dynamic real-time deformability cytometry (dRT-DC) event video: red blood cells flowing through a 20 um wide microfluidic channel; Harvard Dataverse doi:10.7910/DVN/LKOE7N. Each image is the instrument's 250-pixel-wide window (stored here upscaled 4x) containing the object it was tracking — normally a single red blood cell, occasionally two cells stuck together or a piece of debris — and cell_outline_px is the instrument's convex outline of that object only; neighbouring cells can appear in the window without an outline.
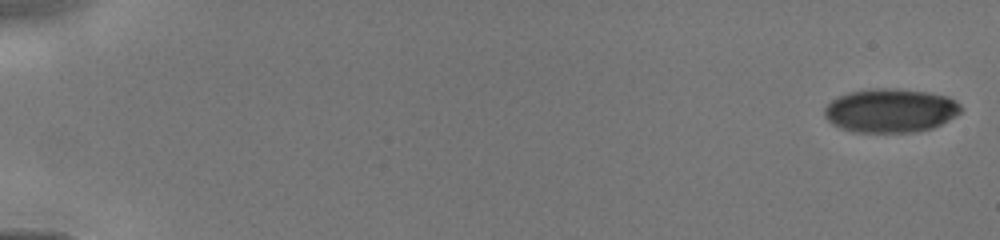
{"species": "human", "species_latin": "Homo sapiens", "temperature_condition": "cold", "stored_images_in_passage": 27, "camera_frame_rate_fps": 3000, "um_per_image_px": 0.085, "donor": {"sex": "male"}, "frame": {"image": 1, "passage_image": 1, "time_ms": 0.0, "image_size_px": [1000, 240], "cell_outline_px": [[960, 112], [956, 116], [932, 128], [912, 132], [852, 132], [840, 128], [832, 124], [824, 116], [824, 108], [832, 100], [840, 96], [852, 92], [876, 88], [892, 88], [928, 92], [948, 96], [956, 100], [960, 104]], "centroid_in_image_um": [75.69, 9.4], "position_along_channel_um": 9.3, "area_um2": 34.74}}
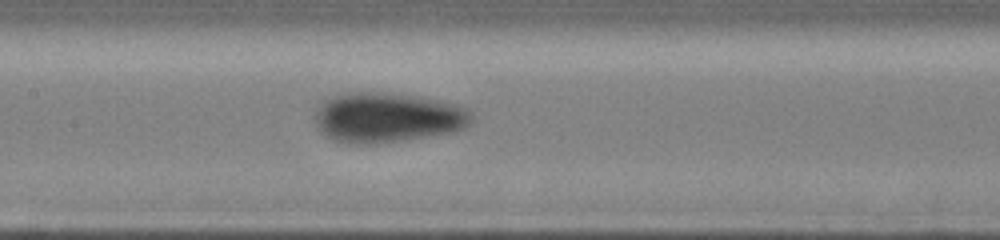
{"frame": {"image": 2, "passage_image": 15, "time_ms": 7.667, "image_size_px": [1000, 240], "cell_outline_px": [[472, 120], [464, 128], [448, 132], [396, 140], [368, 144], [348, 144], [324, 136], [320, 132], [316, 124], [316, 108], [324, 100], [332, 96], [348, 92], [392, 92], [420, 96], [440, 100], [456, 104], [468, 108], [472, 112]], "centroid_in_image_um": [32.9, 9.95], "position_along_channel_um": 174.5, "area_um2": 45.55}}
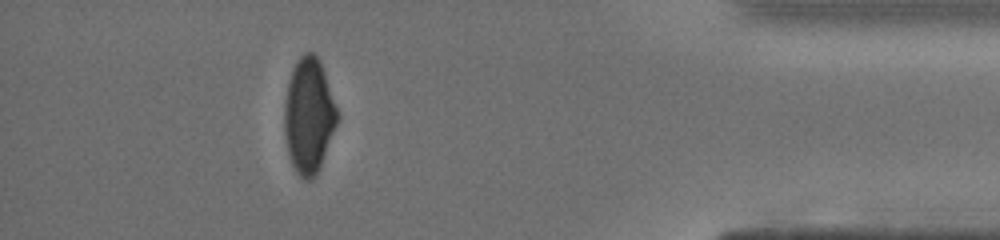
{"frame": {"image": 3, "passage_image": 25, "time_ms": 13.667, "image_size_px": [1000, 240], "cell_outline_px": [[340, 116], [316, 176], [308, 180], [304, 180], [296, 172], [292, 164], [288, 152], [284, 128], [284, 108], [288, 84], [296, 60], [304, 52], [312, 52], [320, 60]], "centroid_in_image_um": [26.26, 9.83], "position_along_channel_um": 408.9, "area_um2": 35.32}}